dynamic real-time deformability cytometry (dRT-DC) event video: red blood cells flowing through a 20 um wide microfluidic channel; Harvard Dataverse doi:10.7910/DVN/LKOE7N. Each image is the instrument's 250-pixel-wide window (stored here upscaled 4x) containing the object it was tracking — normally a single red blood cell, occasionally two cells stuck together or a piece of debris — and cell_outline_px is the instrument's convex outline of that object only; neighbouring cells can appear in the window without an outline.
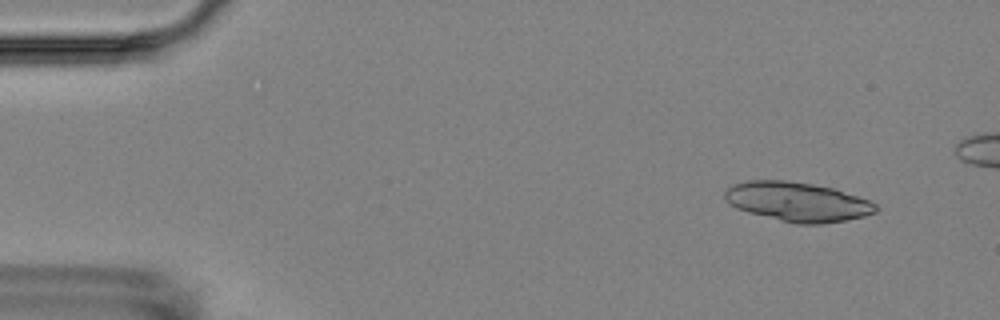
{"species": "Egyptian fruit bat (a non-hibernating species)", "species_latin": "Rousettus aegyptiacus", "temperature_condition": "room temperature", "stored_images_in_passage": 6, "camera_frame_rate_fps": 3000, "um_per_image_px": 0.085, "animal": {"sex": "female"}, "frame": {"image": 1, "passage_image": 2, "time_ms": 1.0, "image_size_px": [1000, 320], "cell_outline_px": [[880, 208], [876, 212], [864, 216], [844, 220], [820, 224], [796, 224], [748, 212], [736, 208], [724, 200], [724, 192], [728, 188], [736, 184], [748, 180], [784, 180], [812, 184], [832, 188], [868, 200], [876, 204]], "centroid_in_image_um": [67.77, 17.15], "position_along_channel_um": 17.2, "area_um2": 34.33}}